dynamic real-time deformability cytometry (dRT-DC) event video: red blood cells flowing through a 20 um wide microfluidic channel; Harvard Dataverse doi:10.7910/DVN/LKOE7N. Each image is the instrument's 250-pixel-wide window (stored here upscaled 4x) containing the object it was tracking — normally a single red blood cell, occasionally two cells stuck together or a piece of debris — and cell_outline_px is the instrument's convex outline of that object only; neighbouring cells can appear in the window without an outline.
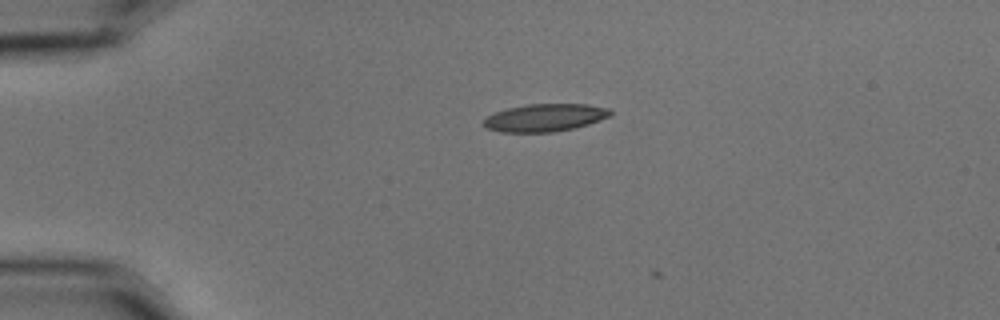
{"species": "common noctule bat (a hibernating species)", "species_latin": "Nyctalus noctula", "temperature_condition": "cold", "stored_images_in_passage": 4, "camera_frame_rate_fps": 3000, "um_per_image_px": 0.085, "animal": {"sex": "male", "body_mass_g": 15.6}, "frame": {"image": 1, "passage_image": 1, "time_ms": 0.0, "image_size_px": [1000, 320], "cell_outline_px": [[612, 116], [588, 124], [572, 128], [552, 132], [500, 132], [484, 128], [480, 124], [484, 116], [508, 108], [528, 104], [588, 104], [608, 108], [612, 112]], "centroid_in_image_um": [46.26, 10.0], "position_along_channel_um": 38.7, "area_um2": 20.63}}